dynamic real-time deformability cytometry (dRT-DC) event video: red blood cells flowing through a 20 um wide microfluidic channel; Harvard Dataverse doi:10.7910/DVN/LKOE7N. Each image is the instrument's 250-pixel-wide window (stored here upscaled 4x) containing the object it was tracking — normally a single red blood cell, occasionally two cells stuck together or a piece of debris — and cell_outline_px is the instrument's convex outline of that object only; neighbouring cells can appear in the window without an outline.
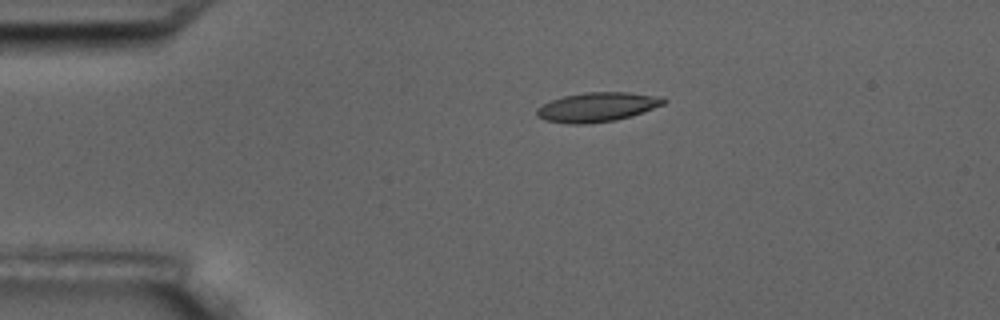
{"species": "common noctule bat (a hibernating species)", "species_latin": "Nyctalus noctula", "temperature_condition": "room temperature", "stored_images_in_passage": 14, "camera_frame_rate_fps": 3000, "um_per_image_px": 0.085, "animal": {"sex": "male", "body_mass_g": 17.5, "forearm_length_mm": 52.3}, "frame": {"image": 1, "passage_image": 1, "time_ms": 0.0, "image_size_px": [1000, 320], "cell_outline_px": [[668, 100], [664, 104], [632, 116], [616, 120], [588, 124], [568, 124], [544, 120], [536, 116], [536, 108], [552, 100], [564, 96], [584, 92], [628, 92], [664, 96]], "centroid_in_image_um": [50.79, 9.1], "position_along_channel_um": 34.2, "area_um2": 21.96}}
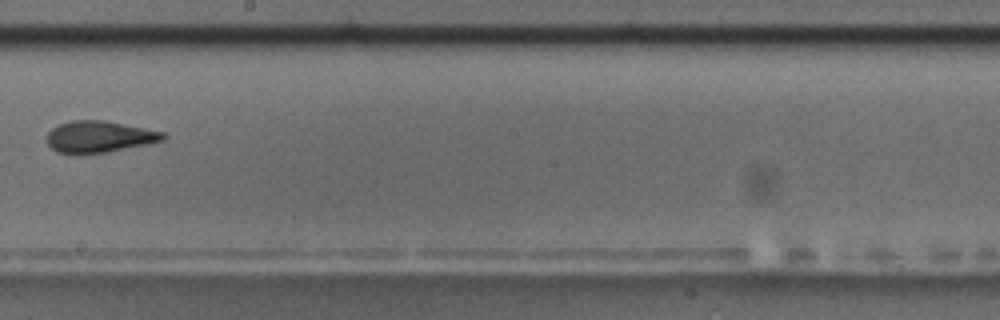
{"frame": {"image": 2, "passage_image": 7, "time_ms": 7.0, "image_size_px": [1000, 320], "cell_outline_px": [[168, 136], [164, 140], [108, 152], [84, 156], [76, 156], [56, 152], [48, 144], [48, 132], [52, 128], [60, 124], [72, 120], [104, 120], [164, 132]], "centroid_in_image_um": [8.4, 11.66], "position_along_channel_um": 239.8, "area_um2": 21.73}}
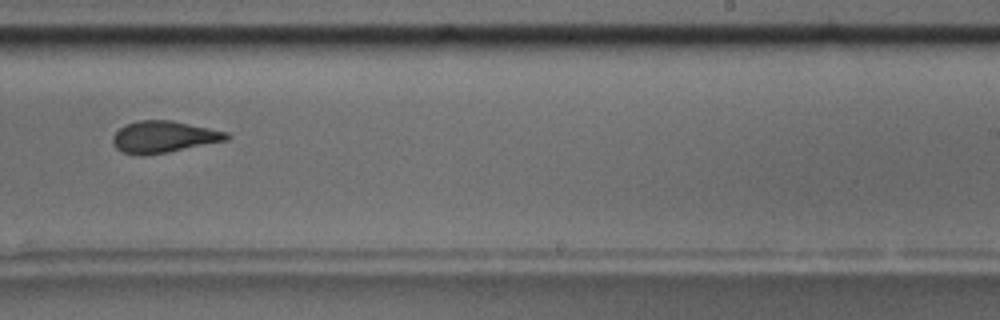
{"frame": {"image": 3, "passage_image": 8, "time_ms": 8.0, "image_size_px": [1000, 320], "cell_outline_px": [[232, 136], [228, 140], [168, 152], [144, 156], [140, 156], [124, 152], [116, 148], [112, 144], [112, 136], [124, 124], [140, 120], [172, 120], [228, 132]], "centroid_in_image_um": [13.91, 11.63], "position_along_channel_um": 275.1, "area_um2": 21.21}, "authors_computed_cell_mechanics": {"area_um2": 21.5305, "velocity_mm_per_s": 3.5352, "shape_relaxation_time_tau1_ms": 5.9967, "shape_relaxation_time_tau2_ms": 1.8747, "deformation_change_tau1": 0.1991, "deformation_change_tau2": 0.1067}}